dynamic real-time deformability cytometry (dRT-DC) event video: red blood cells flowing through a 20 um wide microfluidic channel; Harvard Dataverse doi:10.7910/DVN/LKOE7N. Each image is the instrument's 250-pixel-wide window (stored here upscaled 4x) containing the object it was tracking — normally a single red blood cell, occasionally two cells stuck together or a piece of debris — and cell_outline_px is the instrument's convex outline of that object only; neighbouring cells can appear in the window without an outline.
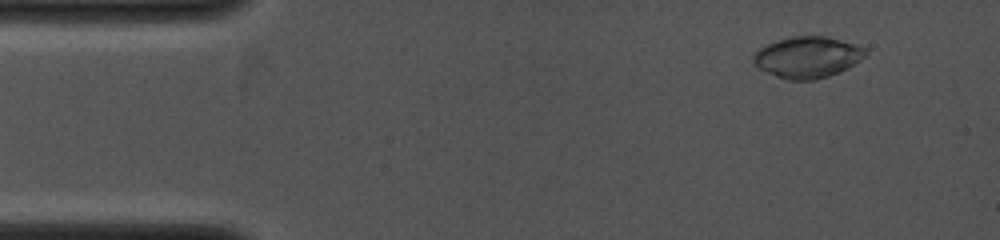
{"species": "common noctule bat (a hibernating species)", "species_latin": "Nyctalus noctula", "temperature_condition": "cold", "stored_images_in_passage": 4, "camera_frame_rate_fps": 4000, "um_per_image_px": 0.085, "animal": {"sex": "female", "body_mass_g": 19.0, "forearm_length_mm": 53.3}, "frame": {"image": 1, "passage_image": 2, "time_ms": 1.0, "image_size_px": [1000, 240], "cell_outline_px": [[868, 52], [860, 60], [848, 68], [828, 76], [812, 80], [788, 80], [776, 76], [760, 68], [752, 60], [752, 56], [764, 44], [792, 36], [824, 36], [856, 44], [868, 48]], "centroid_in_image_um": [68.65, 4.85], "position_along_channel_um": 16.3, "area_um2": 26.88}}